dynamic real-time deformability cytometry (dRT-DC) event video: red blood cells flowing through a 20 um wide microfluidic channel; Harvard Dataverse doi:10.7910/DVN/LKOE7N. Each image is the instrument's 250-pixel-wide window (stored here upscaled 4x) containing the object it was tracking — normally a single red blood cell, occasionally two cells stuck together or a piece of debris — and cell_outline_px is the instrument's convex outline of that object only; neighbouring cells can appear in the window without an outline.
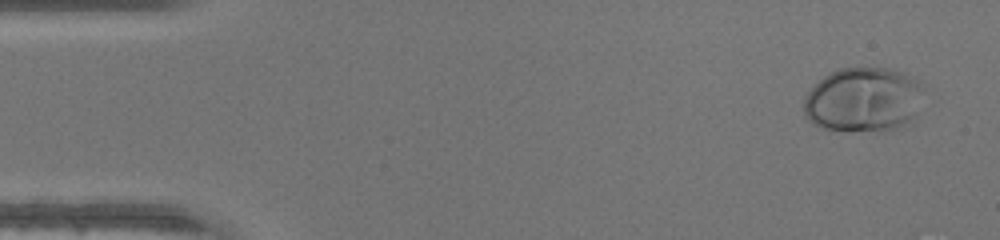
{"species": "human", "species_latin": "Homo sapiens", "temperature_condition": "warm", "stored_images_in_passage": 46, "camera_frame_rate_fps": 3000, "um_per_image_px": 0.085, "donor": {"sex": "male"}, "frame": {"image": 1, "passage_image": 2, "time_ms": 0.333, "image_size_px": [1000, 240], "cell_outline_px": [[924, 88], [916, 116], [896, 128], [824, 128], [808, 120], [804, 116], [804, 100], [808, 92], [824, 76], [840, 68], [888, 68], [904, 72], [920, 80]], "centroid_in_image_um": [73.42, 8.41], "position_along_channel_um": 11.6, "area_um2": 44.16}}
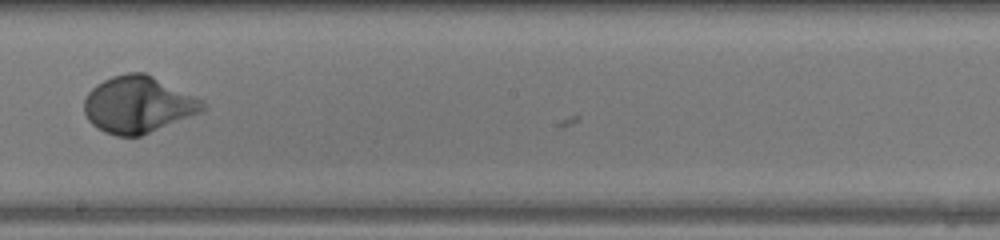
{"frame": {"image": 2, "passage_image": 26, "time_ms": 8.333, "image_size_px": [1000, 240], "cell_outline_px": [[208, 104], [200, 112], [140, 136], [116, 136], [104, 132], [96, 128], [88, 120], [84, 112], [84, 100], [88, 92], [96, 84], [112, 76], [128, 72], [144, 72], [204, 100]], "centroid_in_image_um": [11.71, 8.89], "position_along_channel_um": 236.5, "area_um2": 39.02}}
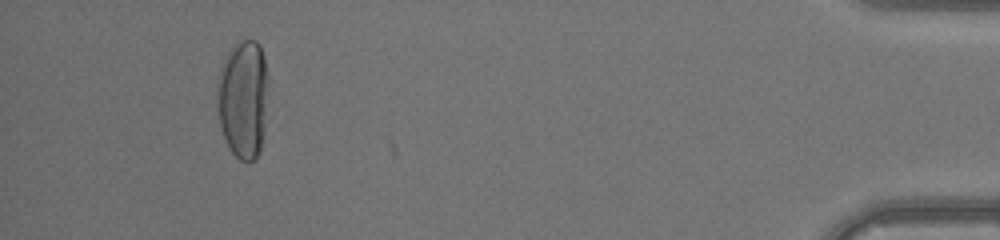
{"frame": {"image": 3, "passage_image": 43, "time_ms": 14.0, "image_size_px": [1000, 240], "cell_outline_px": [[268, 80], [264, 128], [260, 152], [252, 160], [240, 160], [232, 152], [224, 136], [220, 124], [216, 100], [216, 88], [224, 60], [228, 52], [240, 40], [256, 40], [260, 44], [264, 56], [268, 72]], "centroid_in_image_um": [20.68, 8.38], "position_along_channel_um": 414.5, "area_um2": 35.26}}